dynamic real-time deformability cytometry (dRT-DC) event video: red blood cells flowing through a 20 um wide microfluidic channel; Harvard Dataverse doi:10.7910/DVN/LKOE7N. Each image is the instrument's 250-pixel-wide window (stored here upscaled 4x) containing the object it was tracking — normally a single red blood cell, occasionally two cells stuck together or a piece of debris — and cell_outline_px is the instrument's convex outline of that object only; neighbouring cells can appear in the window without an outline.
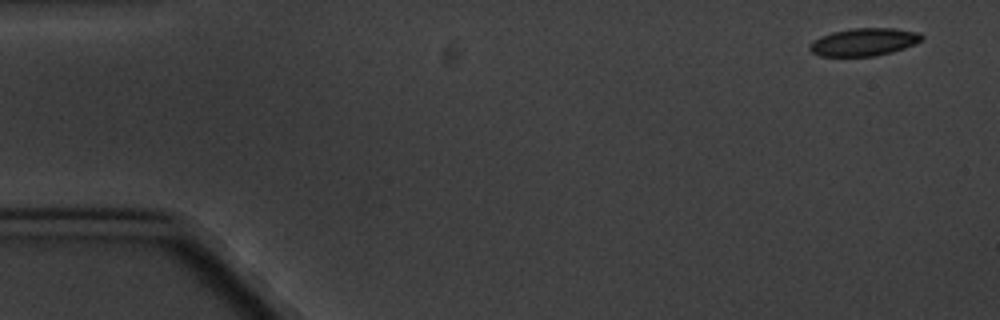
{"species": "common noctule bat (a hibernating species)", "species_latin": "Nyctalus noctula", "temperature_condition": "cold", "stored_images_in_passage": 10, "camera_frame_rate_fps": 3000, "um_per_image_px": 0.085, "animal": {"sex": "male", "body_mass_g": 20.1, "forearm_length_mm": 53.5}, "frame": {"image": 1, "passage_image": 1, "time_ms": 0.0, "image_size_px": [1000, 320], "cell_outline_px": [[924, 40], [904, 48], [892, 52], [876, 56], [820, 56], [812, 52], [808, 48], [808, 44], [812, 40], [820, 36], [832, 32], [852, 28], [896, 28], [920, 32], [924, 36]], "centroid_in_image_um": [73.44, 3.56], "position_along_channel_um": 11.6, "area_um2": 18.38}}
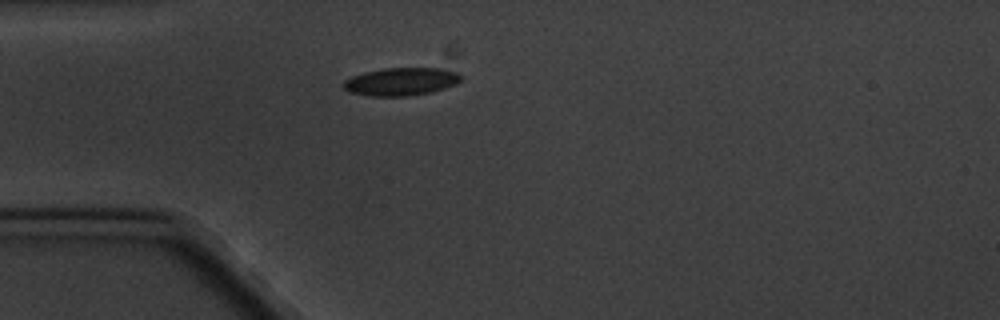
{"frame": {"image": 2, "passage_image": 4, "time_ms": 4.333, "image_size_px": [1000, 320], "cell_outline_px": [[464, 76], [456, 84], [432, 92], [408, 96], [368, 96], [348, 92], [340, 84], [344, 80], [352, 76], [364, 72], [384, 68], [440, 68], [456, 72]], "centroid_in_image_um": [34.06, 6.94], "position_along_channel_um": 50.9, "area_um2": 19.31}}
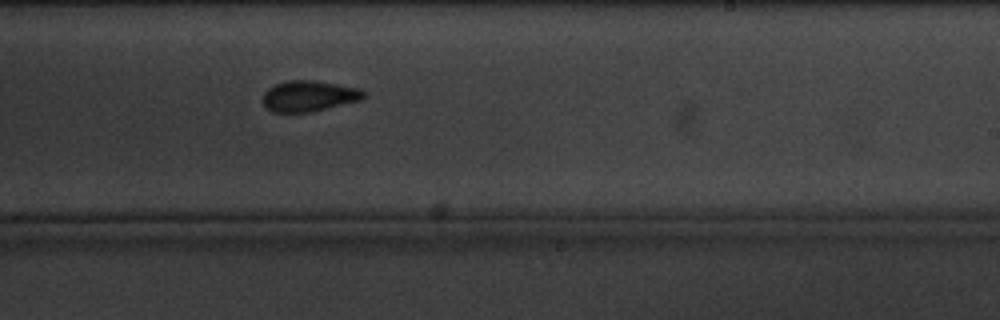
{"frame": {"image": 3, "passage_image": 10, "time_ms": 11.0, "image_size_px": [1000, 320], "cell_outline_px": [[368, 96], [360, 100], [312, 112], [272, 112], [264, 108], [260, 100], [264, 92], [268, 88], [276, 84], [288, 80], [316, 80], [360, 88], [368, 92]], "centroid_in_image_um": [26.25, 8.16], "position_along_channel_um": 262.7, "area_um2": 18.61}}